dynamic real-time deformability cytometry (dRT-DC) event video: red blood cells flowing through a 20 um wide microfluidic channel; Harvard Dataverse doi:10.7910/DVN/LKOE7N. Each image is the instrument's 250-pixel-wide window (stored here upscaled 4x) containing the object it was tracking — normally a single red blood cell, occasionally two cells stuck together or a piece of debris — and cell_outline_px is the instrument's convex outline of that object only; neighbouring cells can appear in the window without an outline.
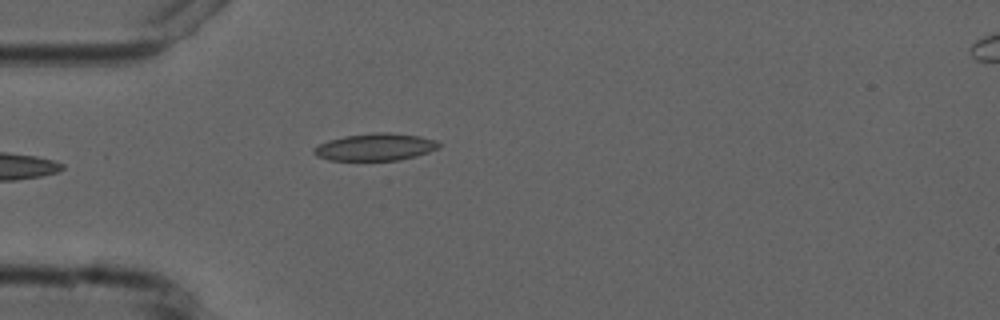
{"species": "common noctule bat (a hibernating species)", "species_latin": "Nyctalus noctula", "temperature_condition": "cold", "stored_images_in_passage": 4, "camera_frame_rate_fps": 3000, "um_per_image_px": 0.085, "animal": {"sex": "male", "forearm_length_mm": 52.5}, "frame": {"image": 1, "passage_image": 4, "time_ms": 3.333, "image_size_px": [1000, 320], "cell_outline_px": [[440, 148], [416, 156], [400, 160], [328, 160], [316, 156], [312, 152], [312, 148], [328, 140], [344, 136], [376, 132], [388, 132], [420, 136], [436, 140], [440, 144]], "centroid_in_image_um": [31.89, 12.49], "position_along_channel_um": 53.1, "area_um2": 19.94}}